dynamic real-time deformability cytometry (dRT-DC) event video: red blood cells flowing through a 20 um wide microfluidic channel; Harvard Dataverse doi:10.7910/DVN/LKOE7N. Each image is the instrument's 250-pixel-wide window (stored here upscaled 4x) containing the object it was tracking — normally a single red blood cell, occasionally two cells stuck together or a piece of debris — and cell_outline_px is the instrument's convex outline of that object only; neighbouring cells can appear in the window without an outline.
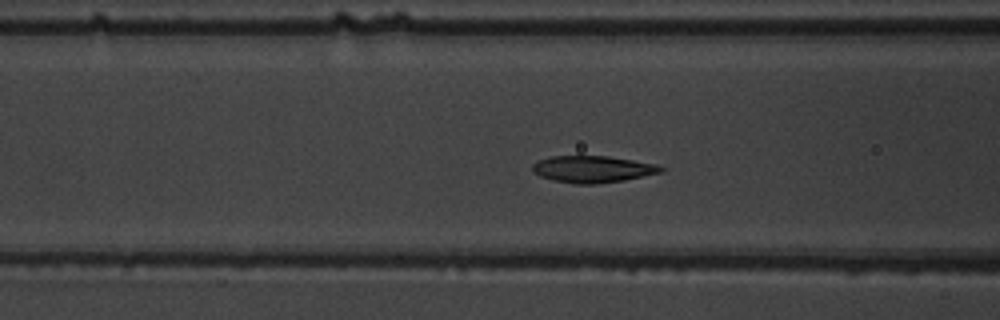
{"species": "common noctule bat (a hibernating species)", "species_latin": "Nyctalus noctula", "temperature_condition": "warm", "stored_images_in_passage": 43, "camera_frame_rate_fps": 3000, "um_per_image_px": 0.085, "animal": {"sex": "male", "body_mass_g": 19.5, "forearm_length_mm": 54.6}, "frame": {"image": 1, "passage_image": 10, "time_ms": 3.0, "image_size_px": [1000, 320], "cell_outline_px": [[664, 172], [624, 180], [596, 184], [576, 184], [552, 180], [540, 176], [532, 172], [532, 164], [540, 160], [552, 156], [608, 156], [656, 164], [664, 168]], "centroid_in_image_um": [50.37, 14.38], "position_along_channel_um": 116.2, "area_um2": 20.06}}
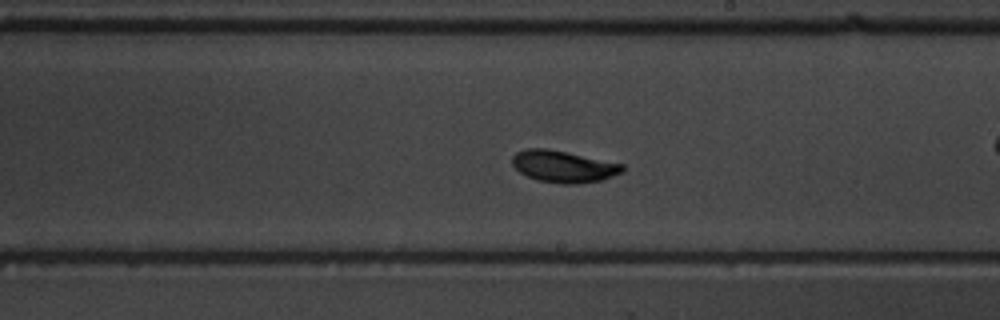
{"frame": {"image": 2, "passage_image": 20, "time_ms": 6.333, "image_size_px": [1000, 320], "cell_outline_px": [[624, 172], [600, 180], [580, 184], [560, 184], [536, 180], [520, 172], [512, 164], [512, 156], [516, 152], [524, 148], [548, 148], [624, 164]], "centroid_in_image_um": [47.88, 14.15], "position_along_channel_um": 241.1, "area_um2": 20.58}}
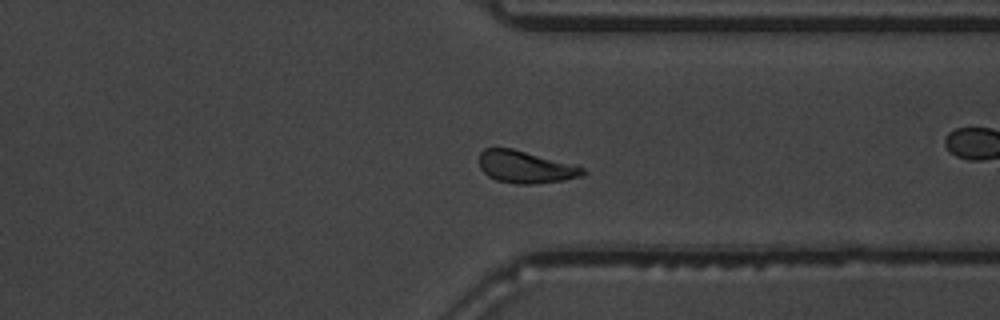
{"frame": {"image": 3, "passage_image": 30, "time_ms": 9.667, "image_size_px": [1000, 320], "cell_outline_px": [[588, 172], [584, 176], [564, 180], [536, 184], [512, 184], [496, 180], [488, 176], [480, 168], [480, 152], [484, 148], [512, 148], [576, 164], [584, 168]], "centroid_in_image_um": [44.72, 14.2], "position_along_channel_um": 366.7, "area_um2": 19.83}, "authors_computed_cell_mechanics": {"area_um2": 19.8254, "velocity_mm_per_s": 3.7512, "shape_relaxation_time_tau1_ms": 2.1518, "shape_relaxation_time_tau2_ms": 0.8855, "deformation_change_tau1": 0.1034, "deformation_change_tau2": 0.0532}}